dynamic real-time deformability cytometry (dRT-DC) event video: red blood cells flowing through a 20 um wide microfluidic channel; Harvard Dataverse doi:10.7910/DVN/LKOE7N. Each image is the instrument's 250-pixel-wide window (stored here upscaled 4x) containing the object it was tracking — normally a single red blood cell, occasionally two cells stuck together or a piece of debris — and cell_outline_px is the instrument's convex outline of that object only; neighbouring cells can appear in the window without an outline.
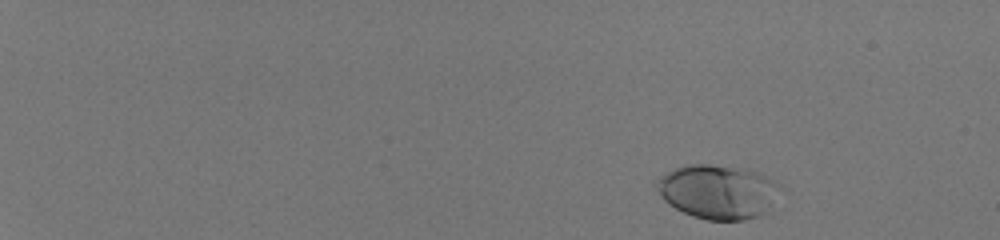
{"species": "human", "species_latin": "Homo sapiens", "temperature_condition": "room temperature", "stored_images_in_passage": 50, "camera_frame_rate_fps": 3000, "um_per_image_px": 0.085, "donor": {"sex": "male"}, "frame": {"image": 1, "passage_image": 3, "time_ms": 0.667, "image_size_px": [1000, 240], "cell_outline_px": [[780, 188], [764, 212], [760, 216], [744, 220], [708, 220], [692, 216], [676, 208], [664, 200], [652, 184], [660, 176], [676, 168], [692, 164], [708, 164], [744, 168], [764, 176], [780, 184]], "centroid_in_image_um": [60.95, 16.29], "position_along_channel_um": 24.0, "area_um2": 38.49}}
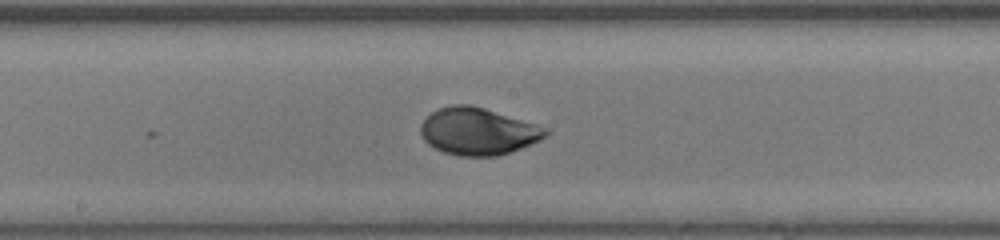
{"frame": {"image": 2, "passage_image": 30, "time_ms": 9.667, "image_size_px": [1000, 240], "cell_outline_px": [[548, 136], [540, 140], [520, 148], [496, 156], [460, 156], [444, 152], [428, 144], [424, 140], [420, 132], [420, 124], [432, 112], [440, 108], [452, 104], [472, 104], [536, 124], [548, 128]], "centroid_in_image_um": [40.62, 11.15], "position_along_channel_um": 207.6, "area_um2": 34.22}}
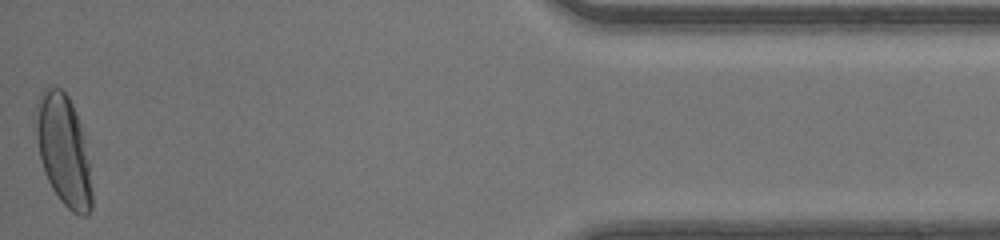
{"frame": {"image": 3, "passage_image": 50, "time_ms": 16.333, "image_size_px": [1000, 240], "cell_outline_px": [[92, 208], [84, 216], [80, 216], [72, 212], [60, 200], [52, 188], [44, 172], [40, 160], [32, 116], [36, 104], [44, 88], [48, 84], [60, 88], [68, 96], [76, 112], [84, 136], [88, 160], [92, 188]], "centroid_in_image_um": [5.36, 12.73], "position_along_channel_um": 429.8, "area_um2": 36.65}, "authors_computed_cell_mechanics": {"area_um2": 34.2176, "velocity_mm_per_s": 4.1214, "shape_relaxation_time_tau1_ms": 3.3748, "shape_relaxation_time_tau2_ms": null, "deformation_change_tau1": 0.1693, "deformation_change_tau2": null}}